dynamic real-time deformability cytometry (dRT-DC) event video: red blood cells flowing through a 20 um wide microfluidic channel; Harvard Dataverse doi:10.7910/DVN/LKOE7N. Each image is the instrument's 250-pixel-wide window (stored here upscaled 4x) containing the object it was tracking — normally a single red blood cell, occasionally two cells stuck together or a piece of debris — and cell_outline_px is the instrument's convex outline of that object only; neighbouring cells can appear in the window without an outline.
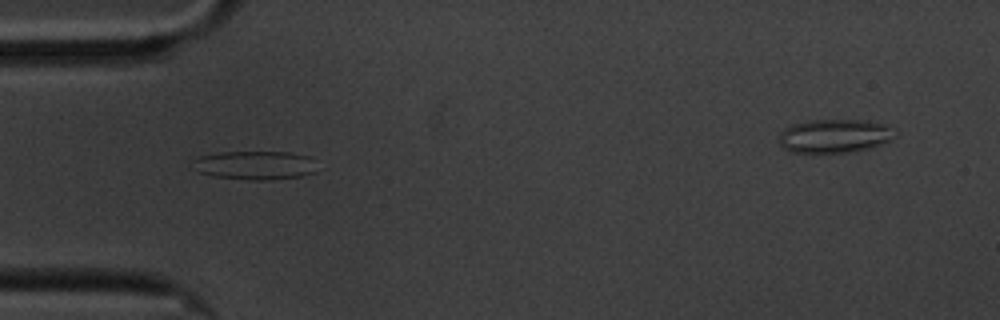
{"species": "common noctule bat (a hibernating species)", "species_latin": "Nyctalus noctula", "temperature_condition": "cold", "stored_images_in_passage": 44, "camera_frame_rate_fps": 3000, "um_per_image_px": 0.085, "animal": {"sex": "male", "body_mass_g": 20.1, "forearm_length_mm": 53.5}, "frame": {"image": 1, "passage_image": 4, "time_ms": 1.0, "image_size_px": [1000, 320], "cell_outline_px": [[316, 172], [300, 176], [264, 180], [252, 180], [212, 176], [200, 172], [192, 160], [200, 156], [220, 152], [288, 152], [312, 156]], "centroid_in_image_um": [21.71, 14.04], "position_along_channel_um": 63.3, "area_um2": 20.63}}
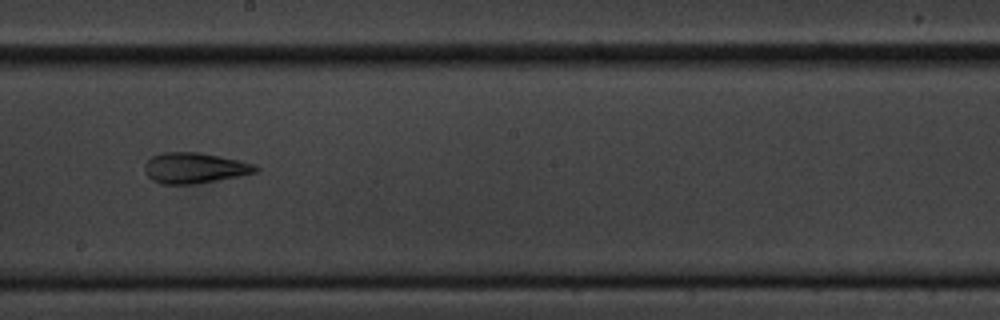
{"frame": {"image": 2, "passage_image": 19, "time_ms": 6.0, "image_size_px": [1000, 320], "cell_outline_px": [[260, 168], [256, 172], [240, 176], [192, 184], [164, 184], [152, 180], [144, 172], [144, 164], [152, 156], [160, 152], [200, 152], [240, 160], [256, 164]], "centroid_in_image_um": [16.54, 14.26], "position_along_channel_um": 231.7, "area_um2": 19.94}}
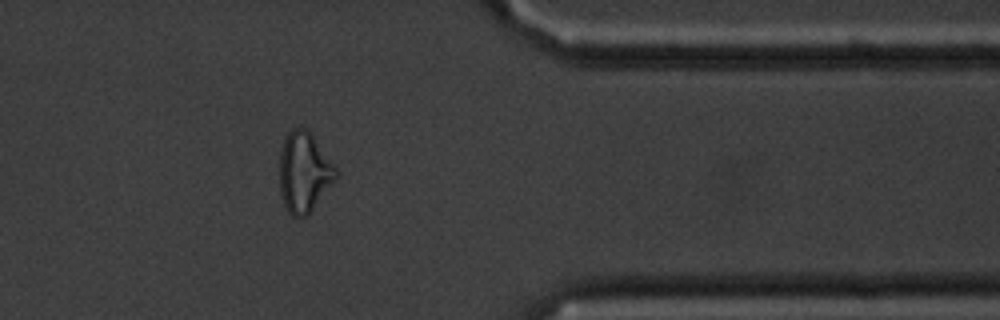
{"frame": {"image": 3, "passage_image": 34, "time_ms": 11.0, "image_size_px": [1000, 320], "cell_outline_px": [[336, 180], [308, 216], [292, 216], [288, 212], [284, 204], [280, 192], [280, 152], [284, 140], [288, 132], [292, 128], [304, 128], [312, 136], [336, 168]], "centroid_in_image_um": [25.83, 14.68], "position_along_channel_um": 385.6, "area_um2": 25.95}}